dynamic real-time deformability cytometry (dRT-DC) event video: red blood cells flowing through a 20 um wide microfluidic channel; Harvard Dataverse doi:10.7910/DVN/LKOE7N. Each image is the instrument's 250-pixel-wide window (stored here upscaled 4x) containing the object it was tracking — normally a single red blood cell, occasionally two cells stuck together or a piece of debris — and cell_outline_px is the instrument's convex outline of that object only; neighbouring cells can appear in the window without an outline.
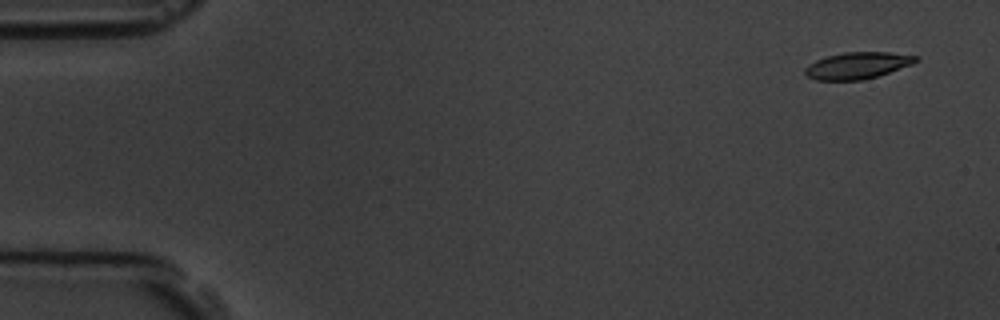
{"species": "common noctule bat (a hibernating species)", "species_latin": "Nyctalus noctula", "temperature_condition": "room temperature", "stored_images_in_passage": 5, "camera_frame_rate_fps": 3000, "um_per_image_px": 0.085, "animal": {"sex": "male", "body_mass_g": 19.5, "forearm_length_mm": 54.6}, "frame": {"image": 1, "passage_image": 1, "time_ms": 0.0, "image_size_px": [1000, 320], "cell_outline_px": [[920, 60], [912, 64], [864, 80], [816, 80], [808, 76], [804, 72], [804, 68], [808, 64], [816, 60], [828, 56], [844, 52], [888, 52], [920, 56]], "centroid_in_image_um": [72.89, 5.56], "position_along_channel_um": 12.1, "area_um2": 17.17}}
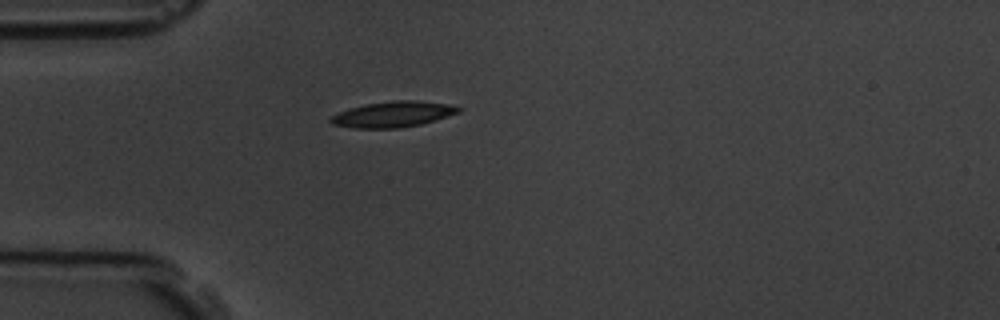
{"frame": {"image": 2, "passage_image": 5, "time_ms": 4.333, "image_size_px": [1000, 320], "cell_outline_px": [[464, 108], [460, 112], [420, 124], [400, 128], [352, 128], [332, 124], [328, 120], [332, 116], [340, 112], [364, 104], [392, 100], [416, 100], [448, 104]], "centroid_in_image_um": [33.41, 9.71], "position_along_channel_um": 51.6, "area_um2": 19.07}}